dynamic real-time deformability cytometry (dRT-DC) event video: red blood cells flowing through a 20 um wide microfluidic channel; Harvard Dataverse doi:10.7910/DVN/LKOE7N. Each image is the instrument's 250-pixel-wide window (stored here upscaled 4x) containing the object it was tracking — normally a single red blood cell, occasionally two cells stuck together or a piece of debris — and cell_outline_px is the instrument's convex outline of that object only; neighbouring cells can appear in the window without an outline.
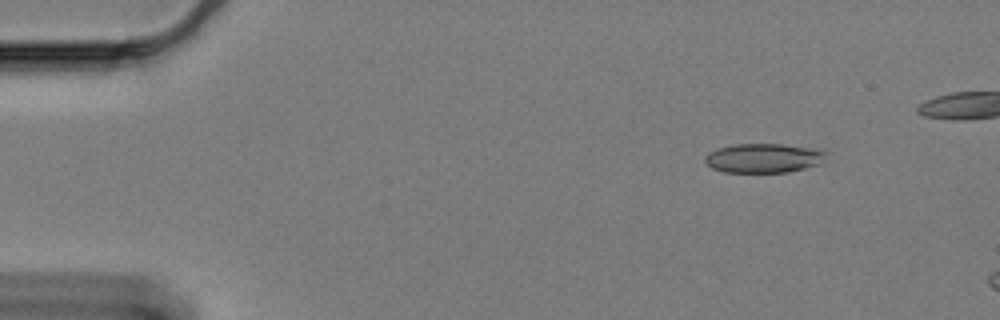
{"species": "Egyptian fruit bat (a non-hibernating species)", "species_latin": "Rousettus aegyptiacus", "temperature_condition": "cold", "stored_images_in_passage": 11, "camera_frame_rate_fps": 3000, "um_per_image_px": 0.085, "animal": {"sex": "female"}, "frame": {"image": 1, "passage_image": 4, "time_ms": 1.0, "image_size_px": [1000, 320], "cell_outline_px": [[828, 152], [820, 164], [788, 172], [724, 172], [712, 168], [704, 160], [704, 156], [720, 148], [736, 144], [780, 144]], "centroid_in_image_um": [64.88, 13.45], "position_along_channel_um": 20.1, "area_um2": 20.17}}